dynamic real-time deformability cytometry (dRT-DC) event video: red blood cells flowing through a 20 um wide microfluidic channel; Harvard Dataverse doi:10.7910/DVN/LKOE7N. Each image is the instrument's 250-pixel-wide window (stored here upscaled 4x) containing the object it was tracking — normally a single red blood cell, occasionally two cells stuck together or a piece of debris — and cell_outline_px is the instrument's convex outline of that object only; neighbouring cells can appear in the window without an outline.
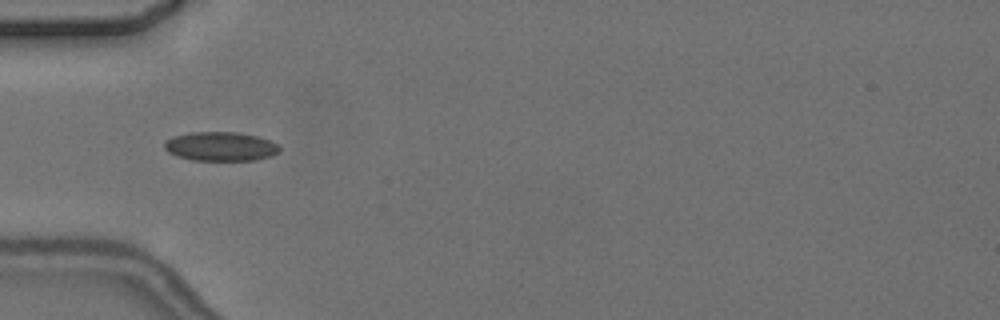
{"species": "common noctule bat (a hibernating species)", "species_latin": "Nyctalus noctula", "temperature_condition": "cold", "stored_images_in_passage": 15, "camera_frame_rate_fps": 3000, "um_per_image_px": 0.085, "animal": {"sex": "female", "body_mass_g": 24.6, "forearm_length_mm": 56.2}, "frame": {"image": 1, "passage_image": 5, "time_ms": 6.0, "image_size_px": [1000, 320], "cell_outline_px": [[280, 152], [272, 156], [256, 160], [192, 160], [176, 156], [168, 152], [164, 148], [164, 140], [176, 136], [192, 132], [236, 132], [256, 136], [268, 140], [276, 144], [280, 148]], "centroid_in_image_um": [18.74, 12.45], "position_along_channel_um": 66.3, "area_um2": 19.48}}
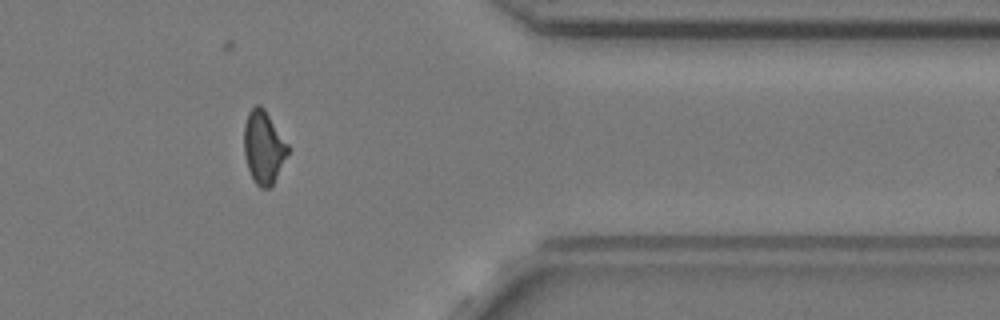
{"frame": {"image": 2, "passage_image": 13, "time_ms": 15.333, "image_size_px": [1000, 320], "cell_outline_px": [[288, 152], [272, 184], [268, 188], [260, 188], [256, 184], [248, 168], [244, 156], [244, 124], [248, 112], [256, 104], [260, 104], [264, 108], [288, 144]], "centroid_in_image_um": [22.38, 12.48], "position_along_channel_um": 389.0, "area_um2": 18.32}}
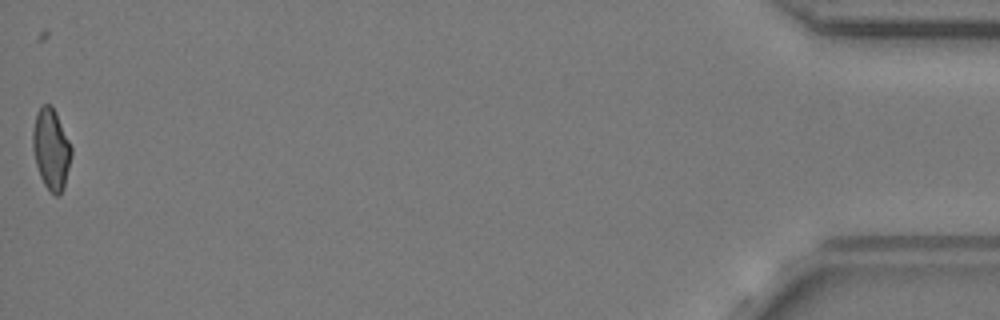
{"frame": {"image": 3, "passage_image": 15, "time_ms": 18.667, "image_size_px": [1000, 320], "cell_outline_px": [[72, 152], [64, 188], [60, 196], [56, 196], [44, 184], [40, 176], [36, 164], [32, 148], [32, 128], [36, 112], [44, 104], [52, 104], [56, 112], [72, 148]], "centroid_in_image_um": [4.33, 12.66], "position_along_channel_um": 430.9, "area_um2": 18.26}, "authors_computed_cell_mechanics": {"area_um2": 19.0162, "velocity_mm_per_s": 3.6485, "shape_relaxation_time_tau1_ms": 3.71, "shape_relaxation_time_tau2_ms": 1.1199, "deformation_change_tau1": 0.0795, "deformation_change_tau2": 0.0533}}